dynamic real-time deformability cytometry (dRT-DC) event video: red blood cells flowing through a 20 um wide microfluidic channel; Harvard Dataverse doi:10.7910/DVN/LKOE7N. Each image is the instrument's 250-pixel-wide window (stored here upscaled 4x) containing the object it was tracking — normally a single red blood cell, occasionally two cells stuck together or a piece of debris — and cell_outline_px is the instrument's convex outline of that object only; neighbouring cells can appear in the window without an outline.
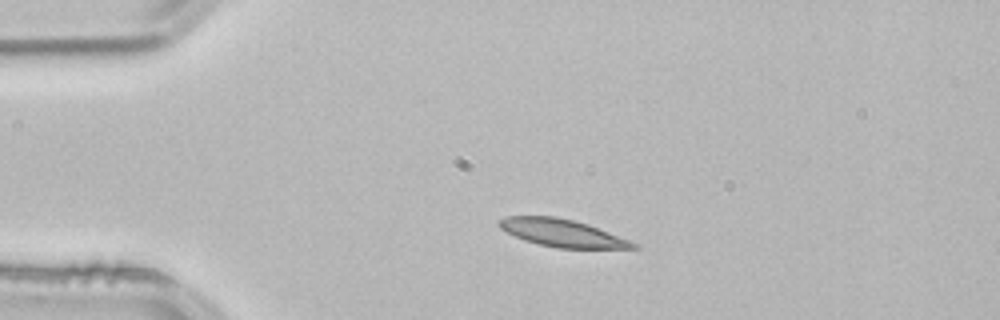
{"species": "common noctule bat (a hibernating species)", "species_latin": "Nyctalus noctula", "temperature_condition": "room temperature", "stored_images_in_passage": 43, "camera_frame_rate_fps": 3000, "um_per_image_px": 0.085, "animal": {"sex": "male", "body_mass_g": 21.5, "forearm_length_mm": 52.0}, "frame": {"image": 1, "passage_image": 1, "time_ms": 0.0, "image_size_px": [1000, 320], "cell_outline_px": [[640, 248], [556, 248], [524, 240], [500, 228], [496, 224], [500, 220], [508, 216], [556, 216], [588, 224], [640, 244]], "centroid_in_image_um": [47.81, 19.8], "position_along_channel_um": 37.2, "area_um2": 21.33}}
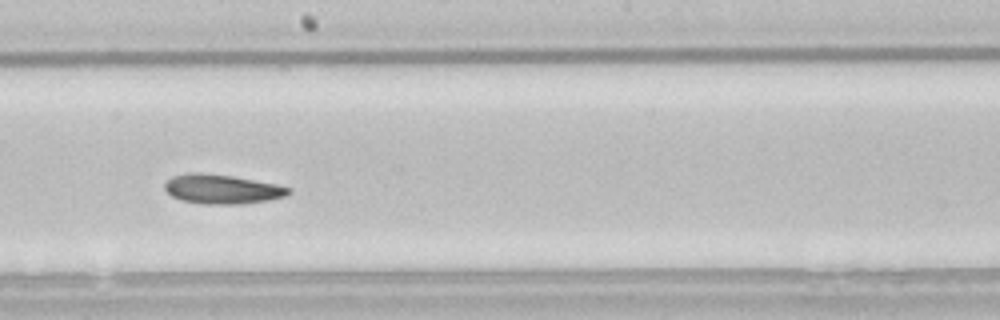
{"frame": {"image": 2, "passage_image": 19, "time_ms": 6.0, "image_size_px": [1000, 320], "cell_outline_px": [[292, 192], [284, 196], [268, 200], [240, 204], [200, 204], [180, 200], [172, 196], [164, 188], [164, 184], [172, 176], [188, 172], [200, 172], [232, 176], [276, 184], [292, 188]], "centroid_in_image_um": [18.85, 16.07], "position_along_channel_um": 229.4, "area_um2": 21.27}}
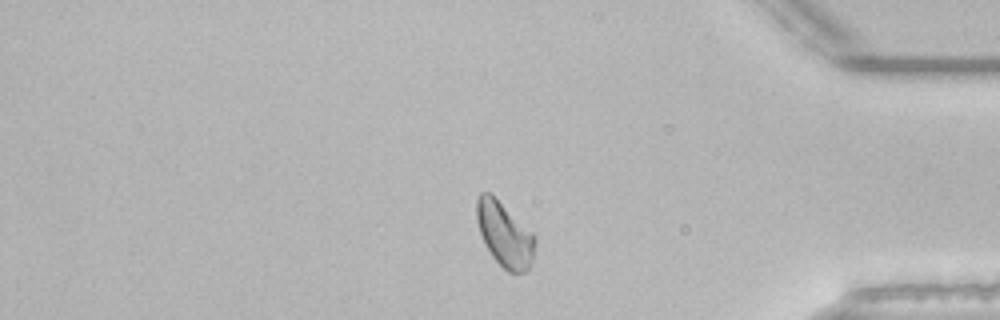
{"frame": {"image": 3, "passage_image": 34, "time_ms": 11.0, "image_size_px": [1000, 320], "cell_outline_px": [[536, 240], [528, 272], [508, 272], [492, 256], [480, 232], [476, 216], [476, 200], [480, 192], [488, 192], [532, 232], [536, 236]], "centroid_in_image_um": [42.89, 19.94], "position_along_channel_um": 392.3, "area_um2": 21.33}, "authors_computed_cell_mechanics": {"area_um2": 21.3282, "velocity_mm_per_s": 3.806, "shape_relaxation_time_tau1_ms": 7.2604, "shape_relaxation_time_tau2_ms": 5.595, "deformation_change_tau1": 0.1187, "deformation_change_tau2": 0.1195}}